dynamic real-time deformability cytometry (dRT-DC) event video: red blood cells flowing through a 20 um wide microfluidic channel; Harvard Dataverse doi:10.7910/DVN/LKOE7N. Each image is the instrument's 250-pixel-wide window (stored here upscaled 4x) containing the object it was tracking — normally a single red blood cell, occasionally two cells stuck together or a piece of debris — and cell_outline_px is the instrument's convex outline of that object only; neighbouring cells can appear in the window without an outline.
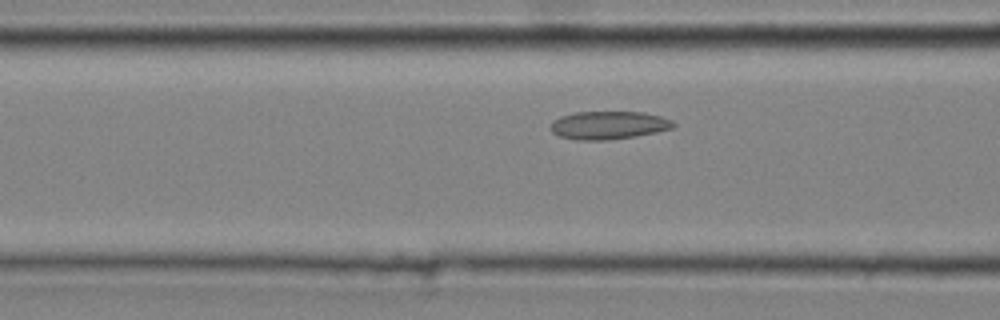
{"species": "common noctule bat (a hibernating species)", "species_latin": "Nyctalus noctula", "temperature_condition": "cold", "stored_images_in_passage": 28, "camera_frame_rate_fps": 3000, "um_per_image_px": 0.085, "animal": {"sex": "male", "body_mass_g": 20.4}, "frame": {"image": 1, "passage_image": 6, "time_ms": 1.667, "image_size_px": [1000, 320], "cell_outline_px": [[676, 124], [672, 128], [656, 132], [636, 136], [608, 140], [576, 140], [560, 136], [552, 132], [552, 120], [560, 116], [576, 112], [644, 112], [660, 116], [672, 120]], "centroid_in_image_um": [51.73, 10.64], "position_along_channel_um": 114.9, "area_um2": 20.06}}
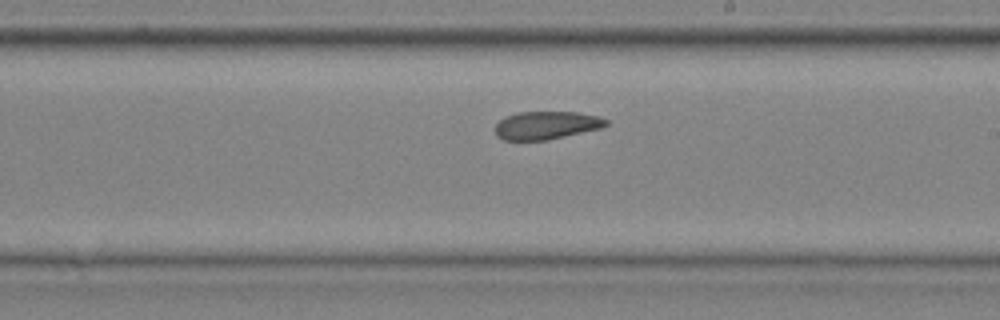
{"frame": {"image": 2, "passage_image": 15, "time_ms": 4.667, "image_size_px": [1000, 320], "cell_outline_px": [[608, 124], [604, 128], [548, 140], [504, 140], [496, 136], [496, 124], [504, 116], [520, 112], [576, 112], [600, 116], [608, 120]], "centroid_in_image_um": [46.48, 10.65], "position_along_channel_um": 242.5, "area_um2": 18.32}}
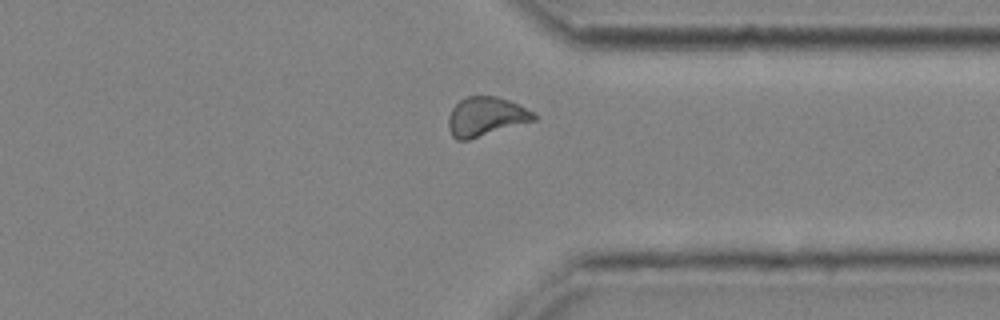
{"frame": {"image": 3, "passage_image": 24, "time_ms": 7.667, "image_size_px": [1000, 320], "cell_outline_px": [[536, 120], [468, 140], [456, 140], [452, 136], [448, 128], [448, 116], [452, 108], [460, 100], [468, 96], [496, 96], [508, 100], [532, 112], [536, 116]], "centroid_in_image_um": [41.25, 9.92], "position_along_channel_um": 370.2, "area_um2": 19.31}, "authors_computed_cell_mechanics": {"area_um2": 19.074, "velocity_mm_per_s": 4.2766, "shape_relaxation_time_tau1_ms": null, "shape_relaxation_time_tau2_ms": 5.1351, "deformation_change_tau1": null, "deformation_change_tau2": 0.1263}}